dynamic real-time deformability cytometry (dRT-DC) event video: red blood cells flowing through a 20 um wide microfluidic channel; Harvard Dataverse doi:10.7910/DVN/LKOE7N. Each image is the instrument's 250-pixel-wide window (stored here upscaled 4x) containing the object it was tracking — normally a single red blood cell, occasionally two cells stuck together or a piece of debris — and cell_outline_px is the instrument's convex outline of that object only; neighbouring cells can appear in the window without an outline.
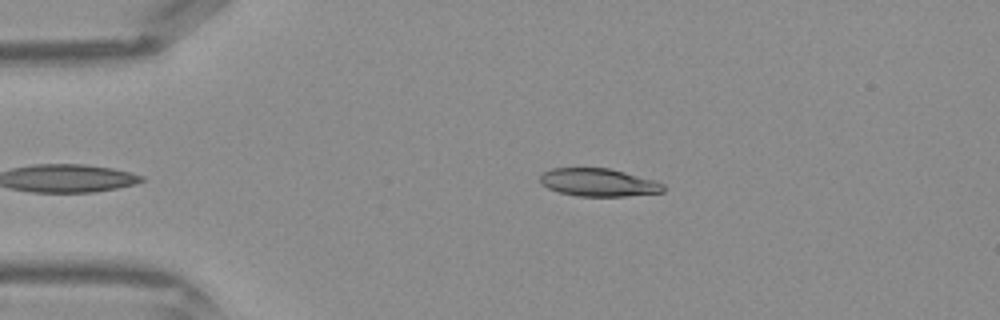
{"species": "Egyptian fruit bat (a non-hibernating species)", "species_latin": "Rousettus aegyptiacus", "temperature_condition": "warm", "stored_images_in_passage": 31, "camera_frame_rate_fps": 3000, "um_per_image_px": 0.085, "frame": {"image": 1, "passage_image": 2, "time_ms": 0.333, "image_size_px": [1000, 320], "cell_outline_px": [[664, 192], [624, 196], [576, 196], [560, 192], [548, 188], [540, 184], [540, 176], [544, 172], [552, 168], [608, 168], [656, 180], [664, 184]], "centroid_in_image_um": [50.87, 15.51], "position_along_channel_um": 34.1, "area_um2": 20.0}}
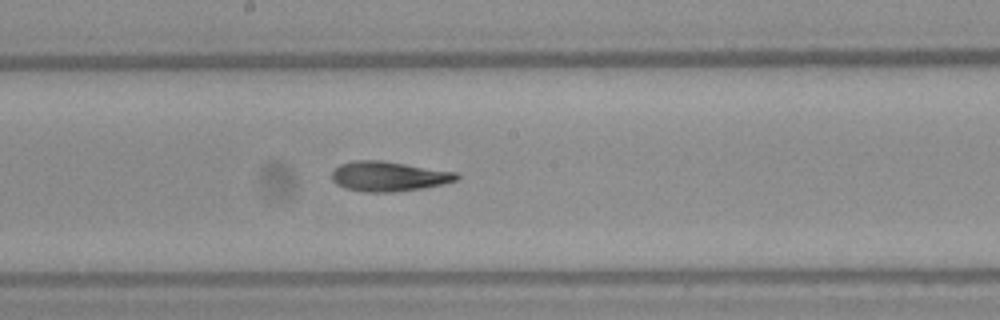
{"frame": {"image": 2, "passage_image": 16, "time_ms": 5.0, "image_size_px": [1000, 320], "cell_outline_px": [[460, 176], [456, 180], [444, 184], [420, 188], [392, 192], [364, 192], [344, 188], [336, 184], [332, 180], [332, 172], [340, 164], [356, 160], [380, 160], [456, 172]], "centroid_in_image_um": [33.01, 14.99], "position_along_channel_um": 215.2, "area_um2": 21.56}}
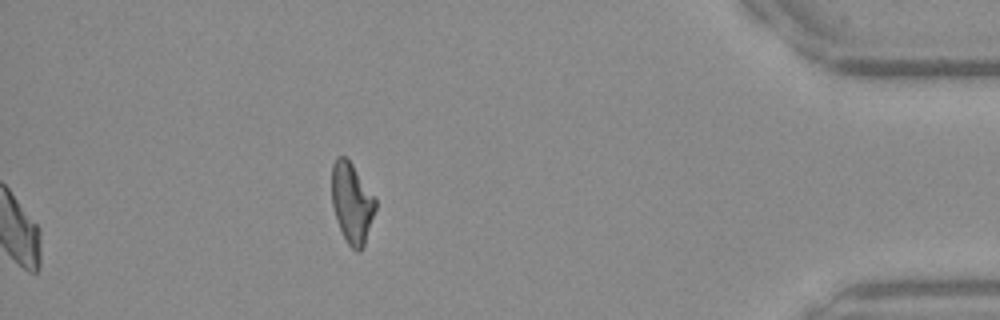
{"frame": {"image": 3, "passage_image": 31, "time_ms": 10.0, "image_size_px": [1000, 320], "cell_outline_px": [[376, 208], [364, 244], [360, 252], [356, 252], [348, 244], [340, 228], [332, 204], [332, 164], [336, 156], [344, 156], [352, 164], [376, 200]], "centroid_in_image_um": [29.9, 17.24], "position_along_channel_um": 405.3, "area_um2": 20.06}}